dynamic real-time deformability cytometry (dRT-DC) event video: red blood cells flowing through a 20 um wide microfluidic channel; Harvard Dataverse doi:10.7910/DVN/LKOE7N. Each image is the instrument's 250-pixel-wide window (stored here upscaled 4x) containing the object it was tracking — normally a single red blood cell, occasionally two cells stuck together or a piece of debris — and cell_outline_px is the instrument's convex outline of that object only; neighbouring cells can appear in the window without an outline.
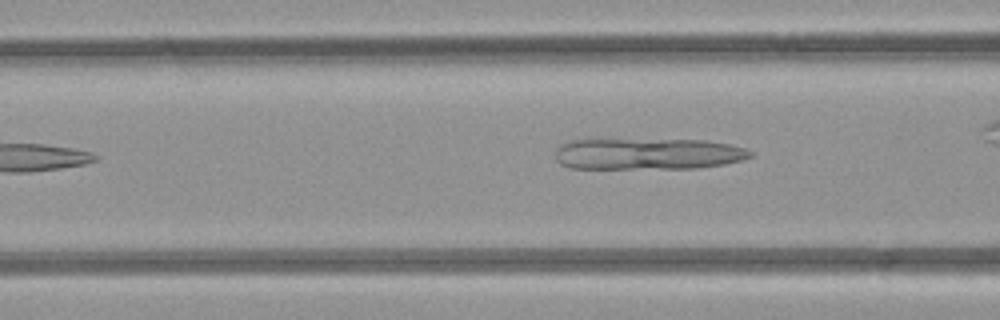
{"species": "common noctule bat (a hibernating species)", "species_latin": "Nyctalus noctula", "temperature_condition": "room temperature", "stored_images_in_passage": 8, "camera_frame_rate_fps": 3000, "um_per_image_px": 0.085, "animal": {"sex": "female", "body_mass_g": 21.9}, "frame": {"image": 1, "passage_image": 5, "time_ms": 4.667, "image_size_px": [1000, 320], "cell_outline_px": [[752, 156], [740, 160], [724, 164], [696, 168], [568, 168], [560, 164], [556, 160], [556, 148], [560, 144], [568, 140], [596, 136], [608, 136], [704, 140], [728, 144], [744, 148], [752, 152]], "centroid_in_image_um": [54.9, 13.01], "position_along_channel_um": 111.7, "area_um2": 37.63}}
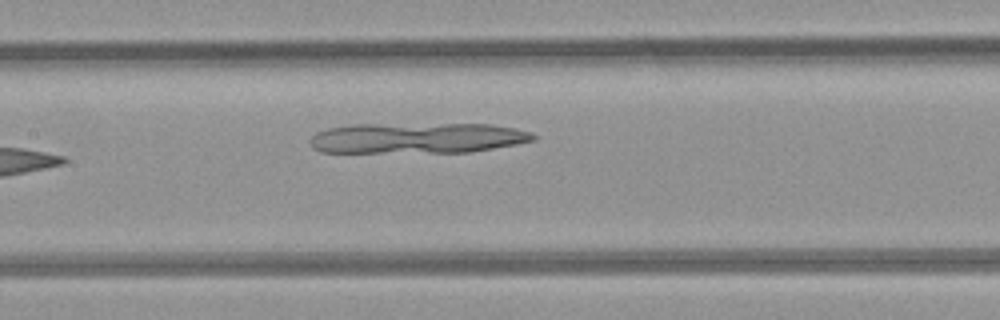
{"frame": {"image": 2, "passage_image": 7, "time_ms": 7.0, "image_size_px": [1000, 320], "cell_outline_px": [[536, 140], [516, 144], [468, 152], [320, 152], [312, 148], [308, 140], [316, 132], [328, 128], [356, 124], [492, 124], [516, 128], [532, 132], [536, 136]], "centroid_in_image_um": [35.46, 11.73], "position_along_channel_um": 171.9, "area_um2": 40.0}}